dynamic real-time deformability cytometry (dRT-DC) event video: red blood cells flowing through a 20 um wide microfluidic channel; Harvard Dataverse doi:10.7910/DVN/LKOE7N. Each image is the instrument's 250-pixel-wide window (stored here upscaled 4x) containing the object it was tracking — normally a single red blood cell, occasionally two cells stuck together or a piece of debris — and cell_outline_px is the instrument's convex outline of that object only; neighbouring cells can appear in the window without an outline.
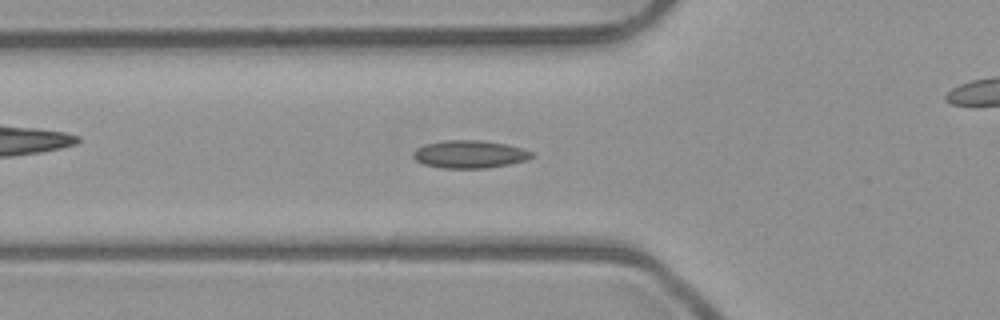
{"species": "common noctule bat (a hibernating species)", "species_latin": "Nyctalus noctula", "temperature_condition": "room temperature", "stored_images_in_passage": 53, "camera_frame_rate_fps": 3000, "um_per_image_px": 0.085, "animal": {"sex": "male", "body_mass_g": 23.1, "forearm_length_mm": 52.7}, "frame": {"image": 1, "passage_image": 18, "time_ms": 5.667, "image_size_px": [1000, 320], "cell_outline_px": [[536, 156], [528, 160], [488, 168], [440, 168], [424, 164], [416, 160], [412, 156], [412, 152], [416, 148], [424, 144], [444, 140], [480, 140], [508, 144], [532, 152]], "centroid_in_image_um": [39.91, 13.11], "position_along_channel_um": 85.9, "area_um2": 19.36}}
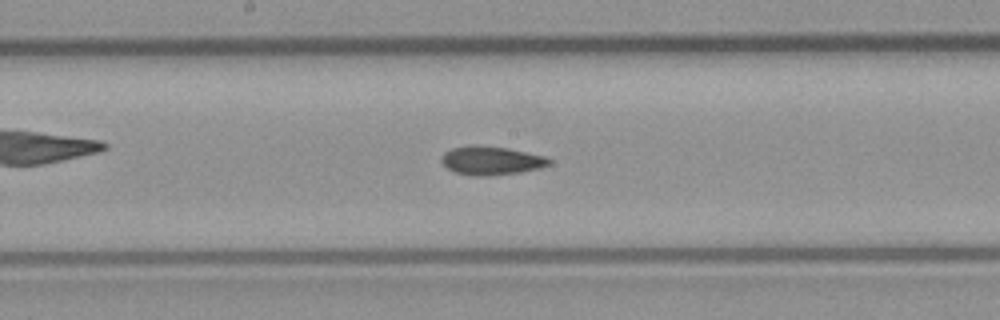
{"frame": {"image": 2, "passage_image": 27, "time_ms": 8.667, "image_size_px": [1000, 320], "cell_outline_px": [[552, 164], [540, 168], [520, 172], [488, 176], [472, 176], [456, 172], [448, 168], [440, 160], [444, 152], [452, 148], [508, 148], [544, 156], [552, 160]], "centroid_in_image_um": [41.82, 13.7], "position_along_channel_um": 206.4, "area_um2": 17.22}}
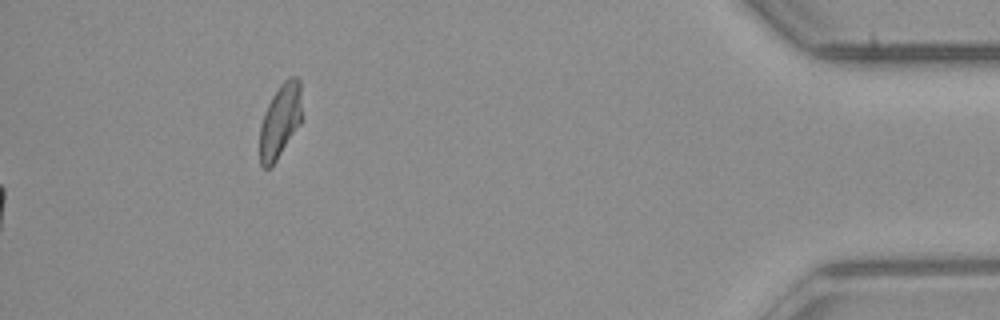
{"frame": {"image": 3, "passage_image": 53, "time_ms": 17.333, "image_size_px": [1000, 320], "cell_outline_px": [[300, 124], [272, 168], [264, 168], [260, 164], [260, 124], [264, 112], [272, 96], [280, 84], [288, 76], [296, 76], [300, 80]], "centroid_in_image_um": [23.79, 10.29], "position_along_channel_um": 411.4, "area_um2": 18.15}, "authors_computed_cell_mechanics": {"area_um2": 17.629, "velocity_mm_per_s": 3.9801, "shape_relaxation_time_tau1_ms": null, "shape_relaxation_time_tau2_ms": 3.8404, "deformation_change_tau1": null, "deformation_change_tau2": 0.1091}}